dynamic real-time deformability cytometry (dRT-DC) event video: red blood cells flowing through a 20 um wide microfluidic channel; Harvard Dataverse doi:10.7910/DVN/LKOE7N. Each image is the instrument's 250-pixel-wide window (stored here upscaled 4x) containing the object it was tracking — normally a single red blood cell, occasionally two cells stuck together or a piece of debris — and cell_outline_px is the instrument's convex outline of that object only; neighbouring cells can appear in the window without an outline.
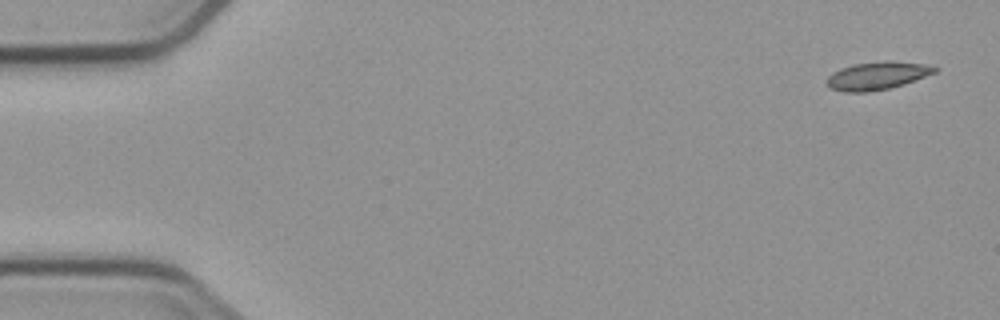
{"species": "common noctule bat (a hibernating species)", "species_latin": "Nyctalus noctula", "temperature_condition": "cold", "stored_images_in_passage": 4, "camera_frame_rate_fps": 3000, "um_per_image_px": 0.085, "animal": {"sex": "male", "body_mass_g": 23.1, "forearm_length_mm": 52.7}, "frame": {"image": 1, "passage_image": 1, "time_ms": 0.0, "image_size_px": [1000, 320], "cell_outline_px": [[940, 68], [936, 72], [904, 84], [888, 88], [864, 92], [844, 92], [832, 88], [828, 84], [828, 76], [832, 72], [840, 68], [856, 64], [888, 60], [924, 64]], "centroid_in_image_um": [74.58, 6.42], "position_along_channel_um": 10.4, "area_um2": 17.28}}
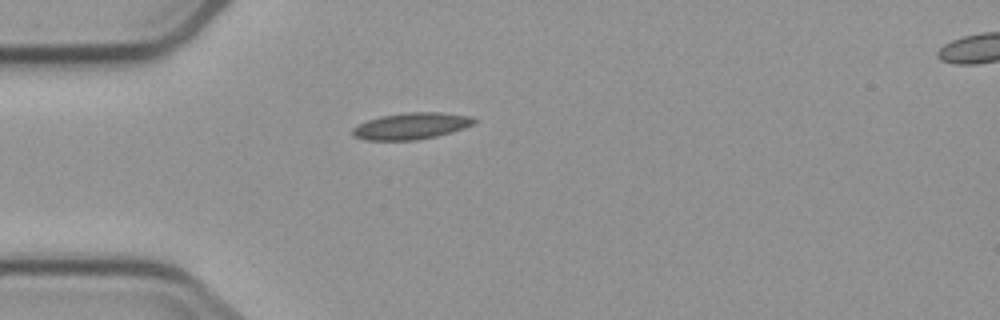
{"frame": {"image": 2, "passage_image": 4, "time_ms": 4.333, "image_size_px": [1000, 320], "cell_outline_px": [[476, 120], [472, 124], [464, 128], [452, 132], [436, 136], [416, 140], [364, 140], [352, 136], [352, 128], [368, 120], [380, 116], [408, 112], [440, 112], [468, 116]], "centroid_in_image_um": [34.91, 10.72], "position_along_channel_um": 50.1, "area_um2": 18.67}}